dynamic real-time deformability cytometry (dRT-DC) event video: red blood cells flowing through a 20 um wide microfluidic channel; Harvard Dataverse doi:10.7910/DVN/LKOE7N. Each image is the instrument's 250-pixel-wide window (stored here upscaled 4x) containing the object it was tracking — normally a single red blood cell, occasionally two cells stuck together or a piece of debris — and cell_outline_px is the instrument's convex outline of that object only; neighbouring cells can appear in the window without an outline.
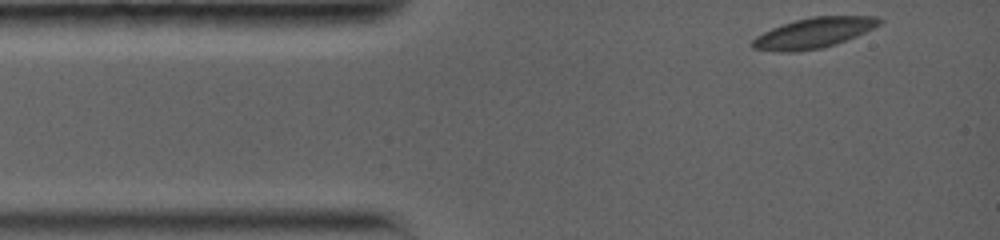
{"species": "common noctule bat (a hibernating species)", "species_latin": "Nyctalus noctula", "temperature_condition": "warm", "stored_images_in_passage": 42, "camera_frame_rate_fps": 5000, "um_per_image_px": 0.085, "animal": {"sex": "female", "body_mass_g": 19.0, "forearm_length_mm": 56.7}, "frame": {"image": 1, "passage_image": 1, "time_ms": 0.0, "image_size_px": [1000, 240], "cell_outline_px": [[884, 20], [880, 24], [856, 36], [836, 44], [824, 48], [796, 52], [780, 52], [752, 48], [752, 40], [756, 36], [772, 28], [796, 20], [812, 16], [876, 16]], "centroid_in_image_um": [69.17, 2.8], "position_along_channel_um": 15.8, "area_um2": 22.37}}
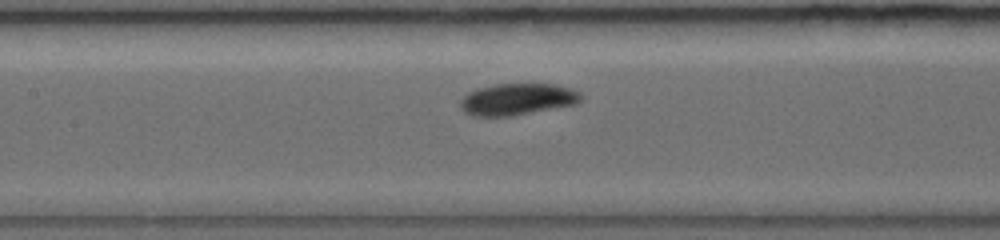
{"frame": {"image": 2, "passage_image": 23, "time_ms": 5.2, "image_size_px": [1000, 240], "cell_outline_px": [[584, 96], [576, 104], [512, 116], [472, 116], [464, 112], [460, 108], [460, 100], [468, 92], [476, 88], [496, 84], [556, 84], [572, 88], [580, 92]], "centroid_in_image_um": [43.97, 8.43], "position_along_channel_um": 163.4, "area_um2": 22.48}}
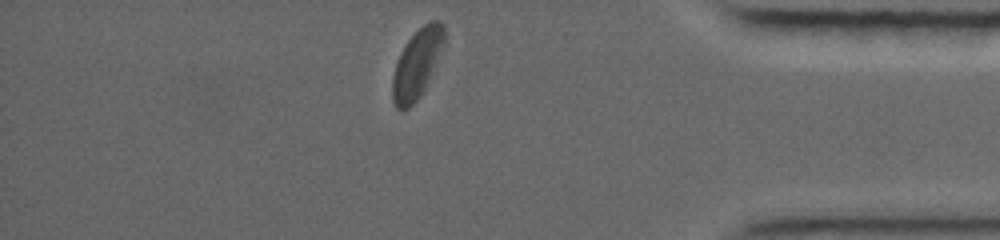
{"frame": {"image": 3, "passage_image": 42, "time_ms": 12.2, "image_size_px": [1000, 240], "cell_outline_px": [[444, 40], [424, 92], [408, 108], [396, 108], [392, 100], [392, 76], [400, 52], [408, 40], [424, 24], [432, 20], [440, 20], [444, 24]], "centroid_in_image_um": [35.42, 5.42], "position_along_channel_um": 399.8, "area_um2": 20.35}, "authors_computed_cell_mechanics": {"area_um2": 22.4842, "velocity_mm_per_s": 3.7584, "shape_relaxation_time_tau1_ms": 2.5834, "shape_relaxation_time_tau2_ms": 1.7654, "deformation_change_tau1": 0.1087, "deformation_change_tau2": 0.0329}}